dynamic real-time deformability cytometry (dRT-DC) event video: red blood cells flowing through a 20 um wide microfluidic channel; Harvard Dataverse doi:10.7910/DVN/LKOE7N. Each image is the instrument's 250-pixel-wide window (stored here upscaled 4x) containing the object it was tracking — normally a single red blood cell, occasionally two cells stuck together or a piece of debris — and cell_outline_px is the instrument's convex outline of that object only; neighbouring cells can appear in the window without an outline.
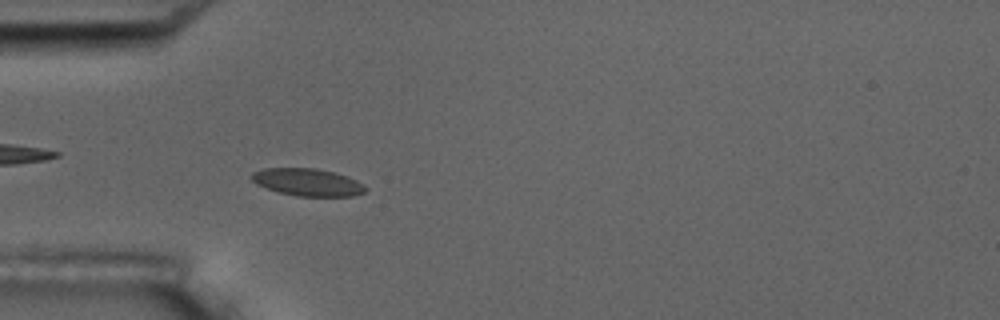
{"species": "common noctule bat (a hibernating species)", "species_latin": "Nyctalus noctula", "temperature_condition": "room temperature", "stored_images_in_passage": 5, "camera_frame_rate_fps": 3000, "um_per_image_px": 0.085, "animal": {"sex": "male", "body_mass_g": 17.5, "forearm_length_mm": 52.3}, "frame": {"image": 1, "passage_image": 5, "time_ms": 4.667, "image_size_px": [1000, 320], "cell_outline_px": [[368, 188], [364, 192], [352, 196], [296, 196], [280, 192], [256, 184], [252, 180], [252, 172], [264, 168], [316, 168], [348, 176], [364, 184]], "centroid_in_image_um": [26.17, 15.48], "position_along_channel_um": 58.8, "area_um2": 18.09}}